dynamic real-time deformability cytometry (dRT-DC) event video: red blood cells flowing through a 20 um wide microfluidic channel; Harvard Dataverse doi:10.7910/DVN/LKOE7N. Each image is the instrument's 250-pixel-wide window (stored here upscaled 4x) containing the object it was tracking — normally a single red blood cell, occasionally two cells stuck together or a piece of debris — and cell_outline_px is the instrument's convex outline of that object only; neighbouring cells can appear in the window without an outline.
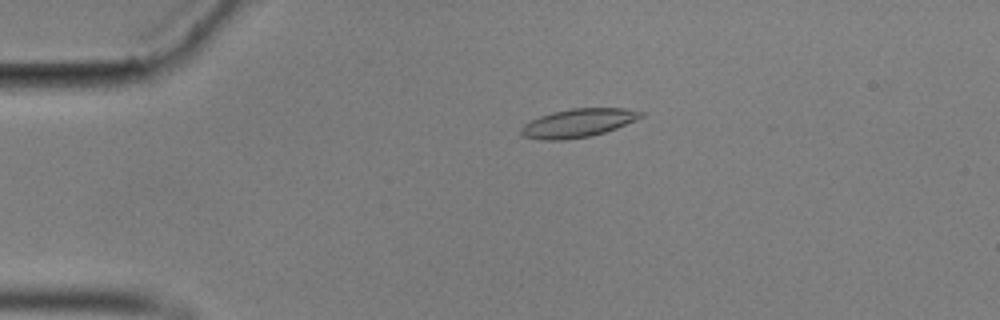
{"species": "common noctule bat (a hibernating species)", "species_latin": "Nyctalus noctula", "temperature_condition": "cold", "stored_images_in_passage": 58, "camera_frame_rate_fps": 3000, "um_per_image_px": 0.085, "animal": {"sex": "male", "body_mass_g": 17.9}, "frame": {"image": 1, "passage_image": 13, "time_ms": 4.0, "image_size_px": [1000, 320], "cell_outline_px": [[644, 116], [636, 120], [616, 128], [592, 136], [564, 140], [540, 140], [524, 136], [520, 132], [520, 128], [524, 124], [540, 116], [552, 112], [572, 108], [624, 108], [644, 112]], "centroid_in_image_um": [49.14, 10.46], "position_along_channel_um": 35.9, "area_um2": 19.88}}
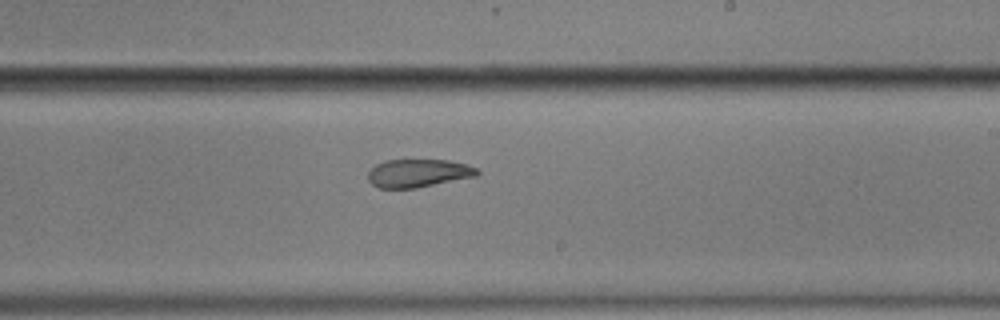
{"frame": {"image": 2, "passage_image": 35, "time_ms": 11.333, "image_size_px": [1000, 320], "cell_outline_px": [[480, 172], [476, 176], [416, 188], [380, 188], [372, 184], [368, 180], [368, 172], [376, 164], [384, 160], [448, 160], [468, 164], [476, 168]], "centroid_in_image_um": [35.55, 14.71], "position_along_channel_um": 253.5, "area_um2": 17.86}}
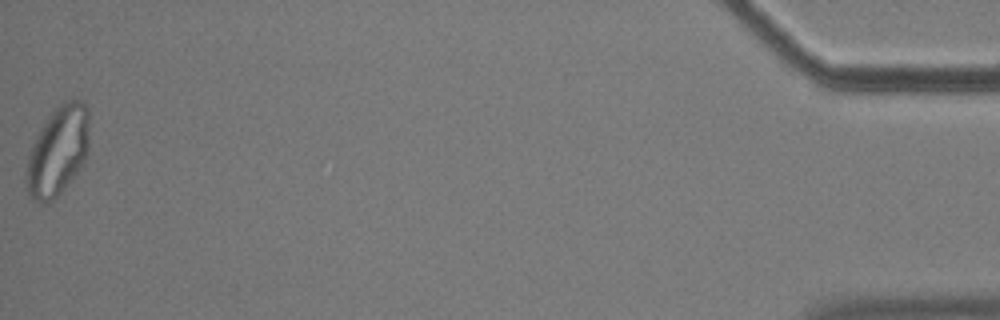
{"frame": {"image": 3, "passage_image": 58, "time_ms": 19.0, "image_size_px": [1000, 320], "cell_outline_px": [[88, 152], [84, 164], [60, 192], [52, 200], [44, 204], [40, 204], [32, 200], [28, 192], [24, 180], [24, 176], [28, 156], [32, 144], [40, 128], [48, 116], [64, 100], [72, 96], [80, 100], [88, 108]], "centroid_in_image_um": [4.9, 12.83], "position_along_channel_um": 430.3, "area_um2": 33.18}, "authors_computed_cell_mechanics": {"area_um2": 19.363, "velocity_mm_per_s": 3.5002, "shape_relaxation_time_tau1_ms": null, "shape_relaxation_time_tau2_ms": 3.792, "deformation_change_tau1": null, "deformation_change_tau2": 0.1029}}